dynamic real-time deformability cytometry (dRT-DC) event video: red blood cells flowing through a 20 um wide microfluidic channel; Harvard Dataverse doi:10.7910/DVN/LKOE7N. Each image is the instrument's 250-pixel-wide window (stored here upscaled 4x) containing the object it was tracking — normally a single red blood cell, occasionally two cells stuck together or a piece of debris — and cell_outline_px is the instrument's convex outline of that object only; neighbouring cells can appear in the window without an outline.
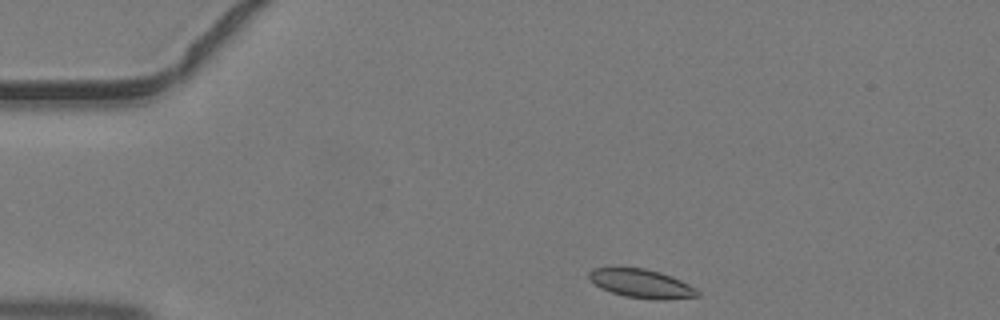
{"species": "common noctule bat (a hibernating species)", "species_latin": "Nyctalus noctula", "temperature_condition": "warm", "stored_images_in_passage": 37, "camera_frame_rate_fps": 3000, "um_per_image_px": 0.085, "animal": {"sex": "male", "body_mass_g": 19.2, "forearm_length_mm": 51.8}, "frame": {"image": 1, "passage_image": 1, "time_ms": 0.0, "image_size_px": [1000, 320], "cell_outline_px": [[700, 296], [664, 300], [656, 300], [624, 296], [600, 288], [588, 276], [588, 272], [592, 268], [644, 268], [660, 272], [672, 276], [696, 288], [700, 292]], "centroid_in_image_um": [54.56, 24.11], "position_along_channel_um": 30.4, "area_um2": 18.09}}
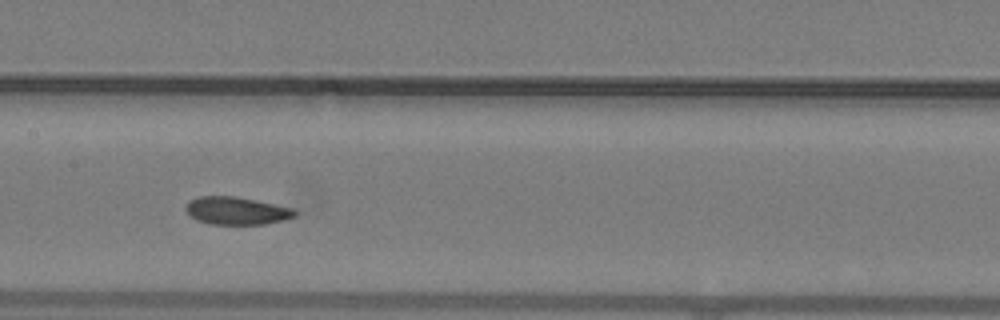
{"frame": {"image": 2, "passage_image": 15, "time_ms": 4.667, "image_size_px": [1000, 320], "cell_outline_px": [[296, 216], [284, 220], [264, 224], [212, 224], [196, 220], [184, 208], [188, 200], [200, 196], [236, 196], [292, 208], [296, 212]], "centroid_in_image_um": [20.08, 17.91], "position_along_channel_um": 187.3, "area_um2": 17.51}}
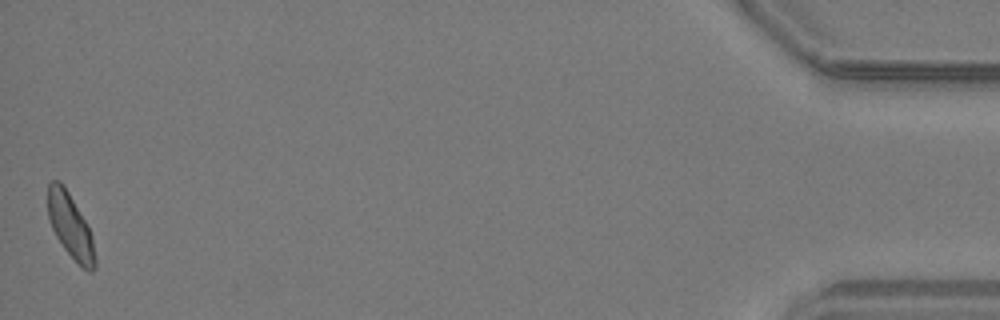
{"frame": {"image": 3, "passage_image": 37, "time_ms": 12.0, "image_size_px": [1000, 320], "cell_outline_px": [[96, 268], [92, 272], [88, 272], [64, 248], [56, 236], [52, 228], [48, 216], [48, 184], [52, 180], [60, 180], [64, 184], [84, 220], [92, 236], [96, 256]], "centroid_in_image_um": [5.99, 19.2], "position_along_channel_um": 429.2, "area_um2": 17.46}}